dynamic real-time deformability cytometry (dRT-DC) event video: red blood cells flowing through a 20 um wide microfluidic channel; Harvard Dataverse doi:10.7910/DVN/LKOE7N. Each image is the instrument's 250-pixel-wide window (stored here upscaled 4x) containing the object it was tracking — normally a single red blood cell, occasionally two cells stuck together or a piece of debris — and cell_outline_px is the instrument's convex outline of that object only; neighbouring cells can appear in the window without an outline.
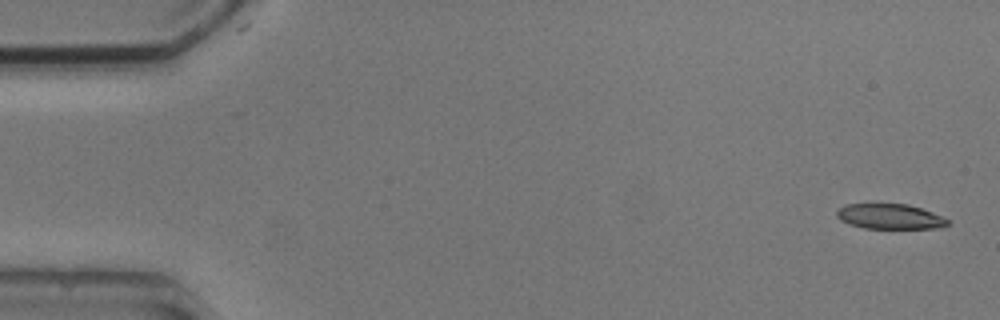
{"species": "common noctule bat (a hibernating species)", "species_latin": "Nyctalus noctula", "temperature_condition": "cold", "stored_images_in_passage": 4, "camera_frame_rate_fps": 3000, "um_per_image_px": 0.085, "animal": {"sex": "male", "body_mass_g": 20.5, "forearm_length_mm": 52.5}, "frame": {"image": 1, "passage_image": 1, "time_ms": 0.0, "image_size_px": [1000, 320], "cell_outline_px": [[948, 224], [944, 228], [864, 228], [840, 220], [836, 216], [836, 212], [844, 204], [908, 204], [932, 212], [948, 220]], "centroid_in_image_um": [75.64, 18.4], "position_along_channel_um": 9.4, "area_um2": 16.07}}
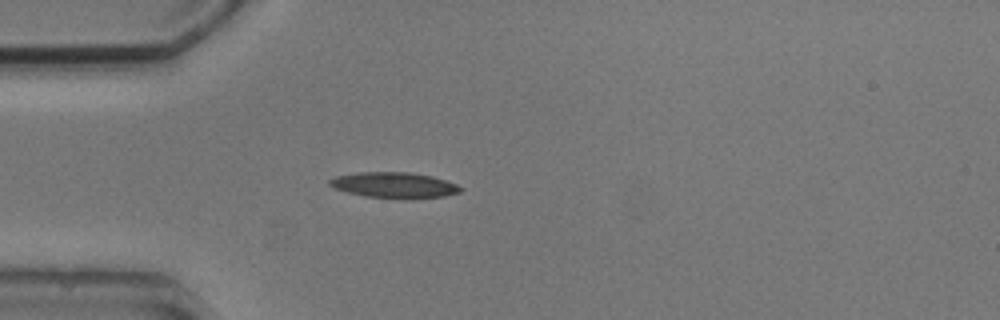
{"frame": {"image": 2, "passage_image": 4, "time_ms": 4.333, "image_size_px": [1000, 320], "cell_outline_px": [[464, 188], [460, 192], [444, 196], [412, 200], [404, 200], [364, 196], [348, 192], [336, 188], [328, 184], [328, 180], [336, 176], [360, 172], [408, 172], [432, 176], [456, 184]], "centroid_in_image_um": [33.54, 15.76], "position_along_channel_um": 51.5, "area_um2": 19.88}}